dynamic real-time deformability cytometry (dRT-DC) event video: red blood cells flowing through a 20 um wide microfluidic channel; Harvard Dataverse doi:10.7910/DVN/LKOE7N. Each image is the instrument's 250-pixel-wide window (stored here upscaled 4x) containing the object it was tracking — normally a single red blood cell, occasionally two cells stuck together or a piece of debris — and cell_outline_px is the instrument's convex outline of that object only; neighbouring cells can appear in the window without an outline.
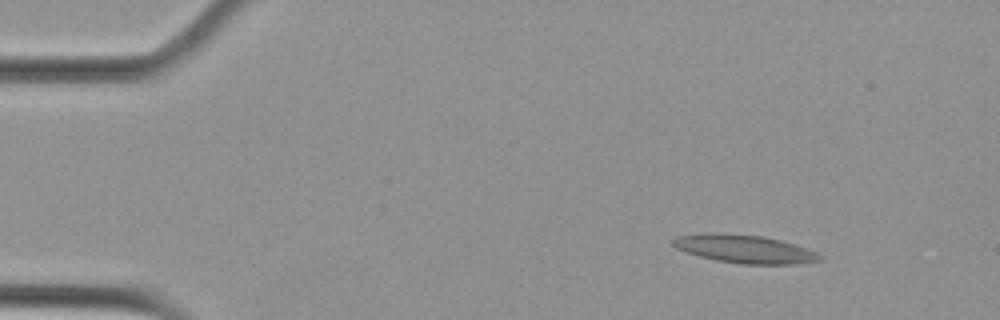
{"species": "Egyptian fruit bat (a non-hibernating species)", "species_latin": "Rousettus aegyptiacus", "temperature_condition": "cold", "stored_images_in_passage": 4, "camera_frame_rate_fps": 3000, "um_per_image_px": 0.085, "animal": {"sex": "female"}, "frame": {"image": 1, "passage_image": 1, "time_ms": 0.0, "image_size_px": [1000, 320], "cell_outline_px": [[824, 260], [796, 264], [744, 264], [716, 260], [700, 256], [676, 248], [672, 244], [672, 240], [676, 236], [704, 232], [720, 232], [764, 236], [796, 244], [816, 252], [824, 256]], "centroid_in_image_um": [63.31, 21.15], "position_along_channel_um": 21.7, "area_um2": 24.39}}
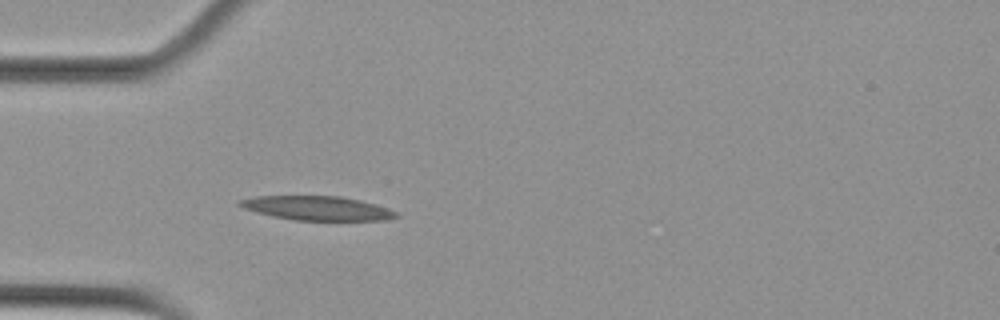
{"frame": {"image": 2, "passage_image": 4, "time_ms": 1.0, "image_size_px": [1000, 320], "cell_outline_px": [[400, 216], [384, 220], [296, 220], [272, 216], [244, 208], [236, 204], [236, 200], [256, 196], [340, 196], [360, 200], [388, 208], [400, 212]], "centroid_in_image_um": [26.97, 17.69], "position_along_channel_um": 58.0, "area_um2": 22.02}}